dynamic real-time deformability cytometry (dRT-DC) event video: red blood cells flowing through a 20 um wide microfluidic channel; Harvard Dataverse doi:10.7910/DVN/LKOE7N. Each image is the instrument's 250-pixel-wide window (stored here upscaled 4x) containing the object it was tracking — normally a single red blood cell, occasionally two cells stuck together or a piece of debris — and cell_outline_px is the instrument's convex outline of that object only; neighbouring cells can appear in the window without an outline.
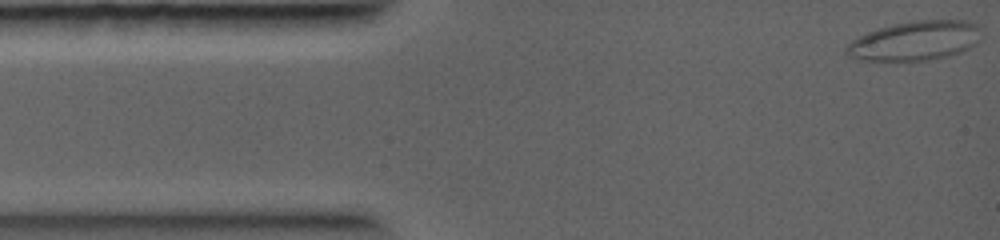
{"species": "common noctule bat (a hibernating species)", "species_latin": "Nyctalus noctula", "temperature_condition": "warm", "stored_images_in_passage": 46, "segment_of_instrument_passage": [1, 2], "camera_frame_rate_fps": 5000, "um_per_image_px": 0.085, "animal": {"sex": "female", "body_mass_g": 19.0, "forearm_length_mm": 56.7}, "frame": {"image": 1, "passage_image": 1, "time_ms": 0.0, "image_size_px": [1000, 240], "cell_outline_px": [[980, 28], [976, 44], [960, 52], [948, 56], [928, 60], [860, 60], [848, 56], [844, 52], [844, 48], [852, 40], [868, 32], [880, 28], [912, 20], [968, 20], [976, 24]], "centroid_in_image_um": [77.76, 3.46], "position_along_channel_um": 7.2, "area_um2": 30.75}}
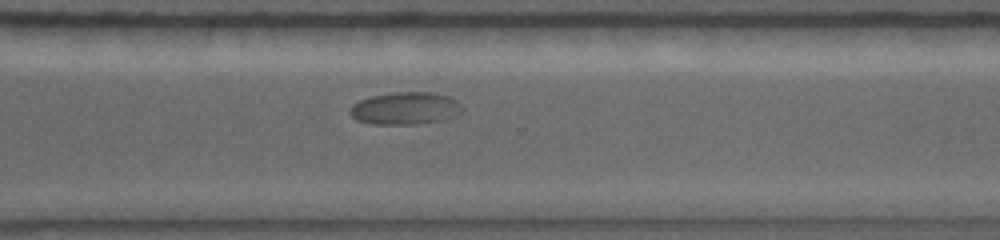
{"frame": {"image": 2, "passage_image": 33, "time_ms": 9.2, "image_size_px": [1000, 240], "cell_outline_px": [[464, 108], [460, 112], [452, 116], [440, 120], [416, 124], [372, 124], [356, 120], [348, 112], [348, 108], [352, 104], [360, 100], [372, 96], [396, 92], [436, 92], [448, 96], [456, 100]], "centroid_in_image_um": [34.41, 9.2], "position_along_channel_um": 336.2, "area_um2": 21.21}}
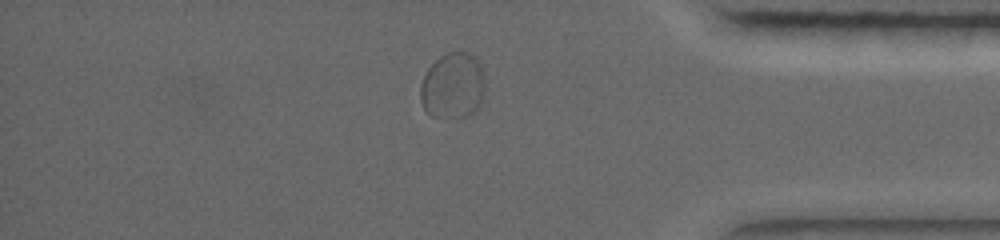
{"frame": {"image": 3, "passage_image": 39, "time_ms": 11.0, "image_size_px": [1000, 240], "cell_outline_px": [[484, 96], [480, 104], [468, 116], [432, 116], [424, 108], [420, 100], [420, 84], [428, 68], [440, 56], [448, 52], [468, 52], [476, 60], [484, 72]], "centroid_in_image_um": [38.49, 7.27], "position_along_channel_um": 396.7, "area_um2": 24.62}}